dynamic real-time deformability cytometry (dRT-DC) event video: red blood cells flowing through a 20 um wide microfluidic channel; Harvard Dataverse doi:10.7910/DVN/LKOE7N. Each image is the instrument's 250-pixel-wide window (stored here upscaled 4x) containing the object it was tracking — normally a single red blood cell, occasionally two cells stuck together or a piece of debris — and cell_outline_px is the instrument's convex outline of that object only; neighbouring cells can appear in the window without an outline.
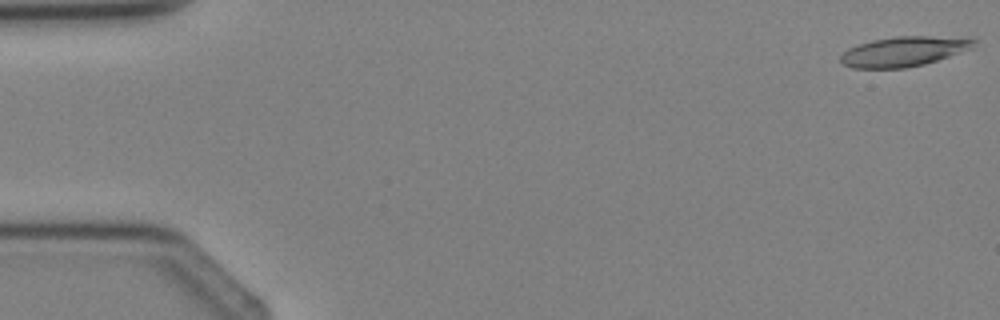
{"species": "Egyptian fruit bat (a non-hibernating species)", "species_latin": "Rousettus aegyptiacus", "temperature_condition": "cold", "stored_images_in_passage": 5, "camera_frame_rate_fps": 3000, "um_per_image_px": 0.085, "animal": {"sex": "female"}, "frame": {"image": 1, "passage_image": 1, "time_ms": 0.0, "image_size_px": [1000, 320], "cell_outline_px": [[976, 40], [972, 48], [924, 64], [904, 68], [852, 68], [844, 64], [840, 60], [840, 56], [848, 48], [856, 44], [872, 40], [896, 36], [928, 36]], "centroid_in_image_um": [76.73, 4.38], "position_along_channel_um": 8.3, "area_um2": 22.77}}
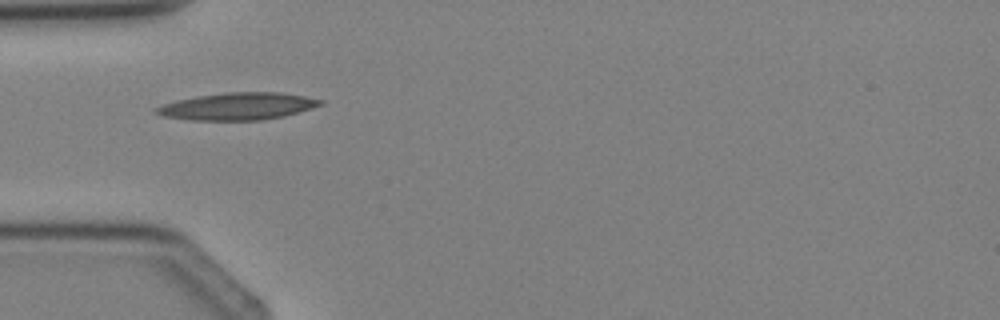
{"frame": {"image": 2, "passage_image": 4, "time_ms": 3.667, "image_size_px": [1000, 320], "cell_outline_px": [[324, 104], [312, 108], [284, 116], [264, 120], [188, 120], [164, 116], [156, 112], [152, 108], [176, 100], [196, 96], [224, 92], [280, 92], [304, 96], [324, 100]], "centroid_in_image_um": [20.21, 9.03], "position_along_channel_um": 64.8, "area_um2": 26.13}}
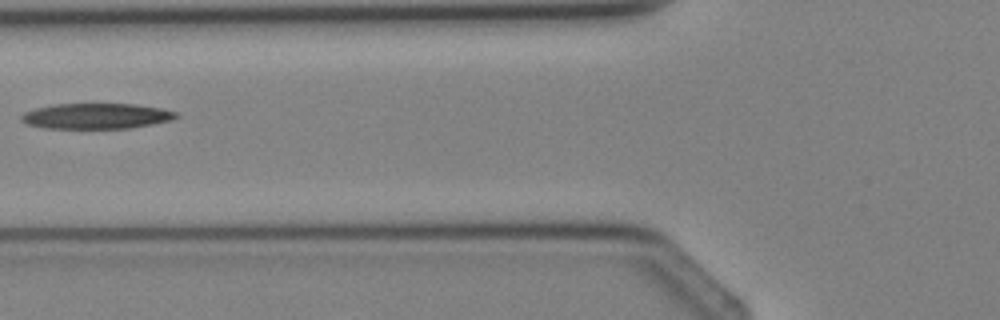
{"frame": {"image": 3, "passage_image": 5, "time_ms": 4.667, "image_size_px": [1000, 320], "cell_outline_px": [[180, 116], [172, 120], [152, 124], [128, 128], [44, 128], [28, 124], [20, 120], [20, 116], [24, 112], [36, 108], [56, 104], [136, 104], [160, 108], [176, 112]], "centroid_in_image_um": [8.19, 9.86], "position_along_channel_um": 117.6, "area_um2": 22.95}}